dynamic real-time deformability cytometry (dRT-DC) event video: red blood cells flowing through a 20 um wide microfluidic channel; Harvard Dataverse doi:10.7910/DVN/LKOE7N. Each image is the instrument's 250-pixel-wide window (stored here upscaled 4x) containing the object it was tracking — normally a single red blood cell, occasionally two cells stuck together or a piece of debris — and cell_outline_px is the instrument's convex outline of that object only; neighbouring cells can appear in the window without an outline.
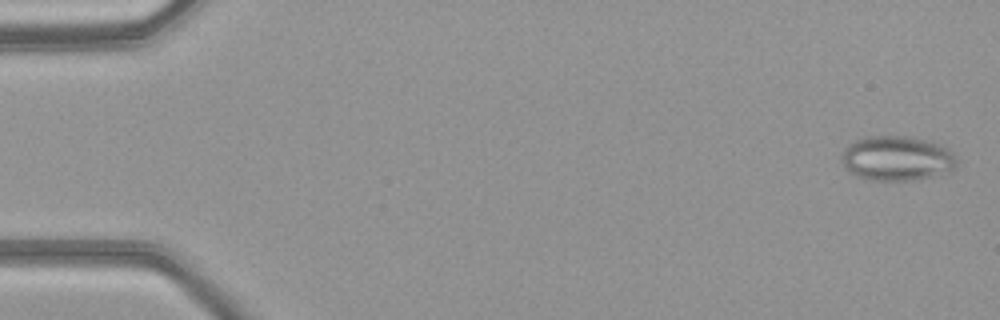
{"species": "common noctule bat (a hibernating species)", "species_latin": "Nyctalus noctula", "temperature_condition": "warm", "stored_images_in_passage": 50, "camera_frame_rate_fps": 3000, "um_per_image_px": 0.085, "animal": {"sex": "female", "body_mass_g": 21.9}, "frame": {"image": 1, "passage_image": 2, "time_ms": 0.333, "image_size_px": [1000, 320], "cell_outline_px": [[956, 168], [952, 172], [916, 180], [864, 180], [848, 172], [840, 160], [844, 148], [848, 144], [864, 136], [908, 136], [928, 140], [940, 144], [948, 148], [952, 152], [956, 160]], "centroid_in_image_um": [76.23, 13.47], "position_along_channel_um": 8.8, "area_um2": 30.63}}
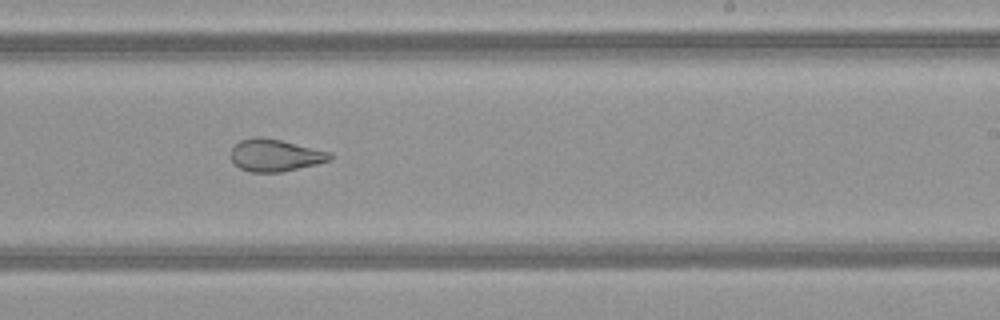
{"frame": {"image": 2, "passage_image": 31, "time_ms": 10.0, "image_size_px": [1000, 320], "cell_outline_px": [[332, 160], [316, 164], [280, 172], [248, 172], [240, 168], [232, 160], [232, 148], [240, 140], [252, 136], [260, 136], [280, 140], [332, 152]], "centroid_in_image_um": [23.4, 13.19], "position_along_channel_um": 265.6, "area_um2": 18.55}}
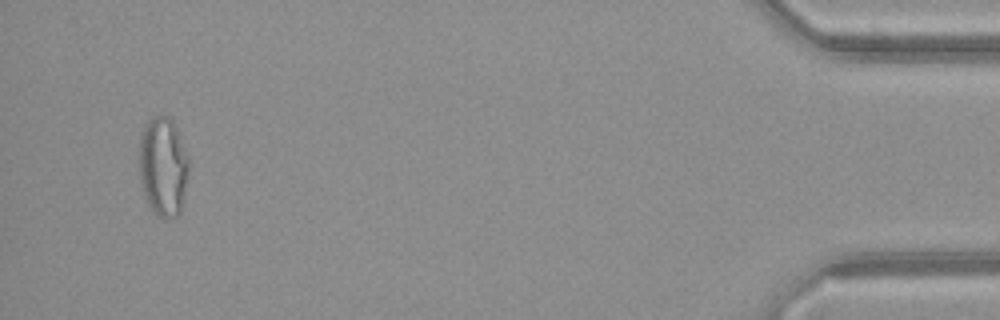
{"frame": {"image": 3, "passage_image": 48, "time_ms": 15.667, "image_size_px": [1000, 320], "cell_outline_px": [[188, 172], [180, 212], [176, 216], [168, 220], [164, 220], [156, 216], [148, 208], [144, 196], [140, 180], [140, 136], [144, 124], [152, 116], [168, 116], [172, 120], [176, 128], [188, 156]], "centroid_in_image_um": [13.84, 14.2], "position_along_channel_um": 421.4, "area_um2": 28.96}, "authors_computed_cell_mechanics": {"area_um2": 25.0563, "velocity_mm_per_s": 4.1894, "shape_relaxation_time_tau1_ms": null, "shape_relaxation_time_tau2_ms": 1.504, "deformation_change_tau1": null, "deformation_change_tau2": 0.0891}}